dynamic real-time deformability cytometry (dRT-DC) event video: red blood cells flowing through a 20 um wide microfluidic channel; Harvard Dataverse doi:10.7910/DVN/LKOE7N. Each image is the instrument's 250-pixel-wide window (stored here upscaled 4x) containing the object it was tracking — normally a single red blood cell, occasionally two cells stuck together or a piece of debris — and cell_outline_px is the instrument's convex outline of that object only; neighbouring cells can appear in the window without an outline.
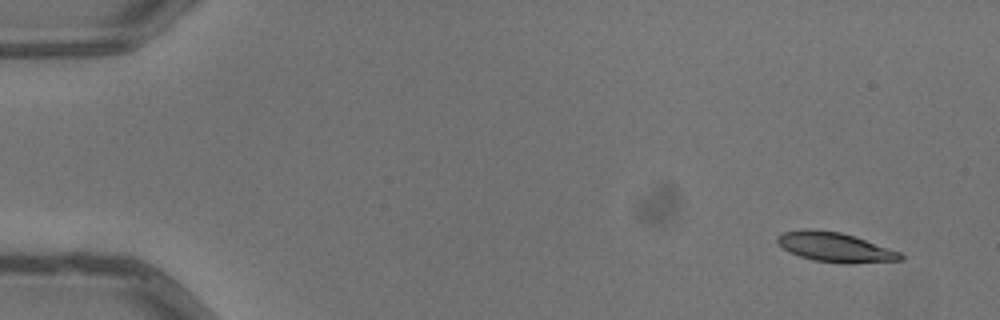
{"species": "common noctule bat (a hibernating species)", "species_latin": "Nyctalus noctula", "temperature_condition": "warm", "stored_images_in_passage": 4, "camera_frame_rate_fps": 3000, "um_per_image_px": 0.085, "animal": {"sex": "male", "body_mass_g": 13.3}, "frame": {"image": 1, "passage_image": 1, "time_ms": 0.0, "image_size_px": [1000, 320], "cell_outline_px": [[904, 260], [852, 264], [844, 264], [812, 260], [788, 252], [776, 240], [776, 236], [784, 232], [804, 228], [840, 232], [900, 252], [904, 256]], "centroid_in_image_um": [70.97, 21.03], "position_along_channel_um": 14.0, "area_um2": 21.15}}
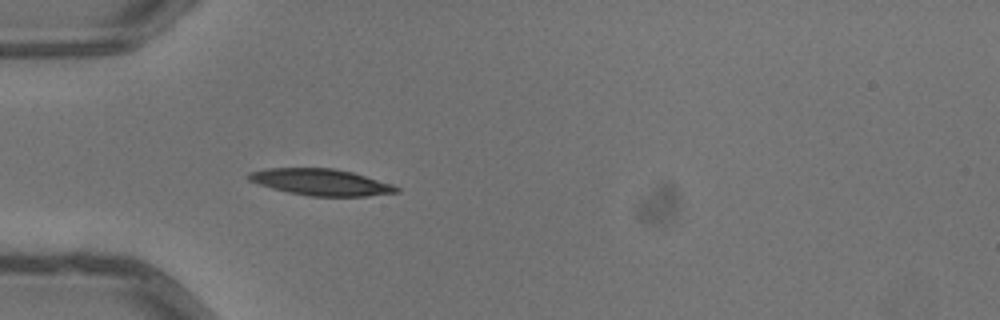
{"frame": {"image": 2, "passage_image": 4, "time_ms": 1.0, "image_size_px": [1000, 320], "cell_outline_px": [[400, 192], [368, 196], [308, 196], [288, 192], [272, 188], [248, 180], [244, 176], [248, 172], [264, 168], [332, 168], [352, 172], [392, 184], [400, 188]], "centroid_in_image_um": [27.25, 15.48], "position_along_channel_um": 57.8, "area_um2": 22.89}}